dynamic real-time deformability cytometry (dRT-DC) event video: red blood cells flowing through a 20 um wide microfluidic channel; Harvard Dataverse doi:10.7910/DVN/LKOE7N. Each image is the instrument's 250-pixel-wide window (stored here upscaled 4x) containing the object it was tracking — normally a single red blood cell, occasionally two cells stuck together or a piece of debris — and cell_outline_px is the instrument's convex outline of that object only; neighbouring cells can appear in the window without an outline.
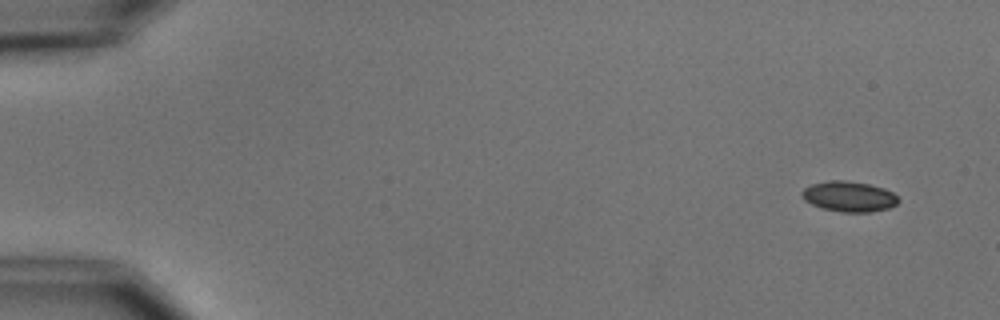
{"species": "common noctule bat (a hibernating species)", "species_latin": "Nyctalus noctula", "temperature_condition": "cold", "stored_images_in_passage": 6, "camera_frame_rate_fps": 3000, "um_per_image_px": 0.085, "animal": {"sex": "male", "body_mass_g": 15.6}, "frame": {"image": 1, "passage_image": 1, "time_ms": 0.0, "image_size_px": [1000, 320], "cell_outline_px": [[900, 200], [896, 204], [888, 208], [868, 212], [840, 212], [820, 208], [804, 200], [800, 192], [804, 188], [812, 184], [832, 180], [844, 180], [868, 184], [884, 188], [892, 192]], "centroid_in_image_um": [72.14, 16.7], "position_along_channel_um": 12.9, "area_um2": 17.05}}
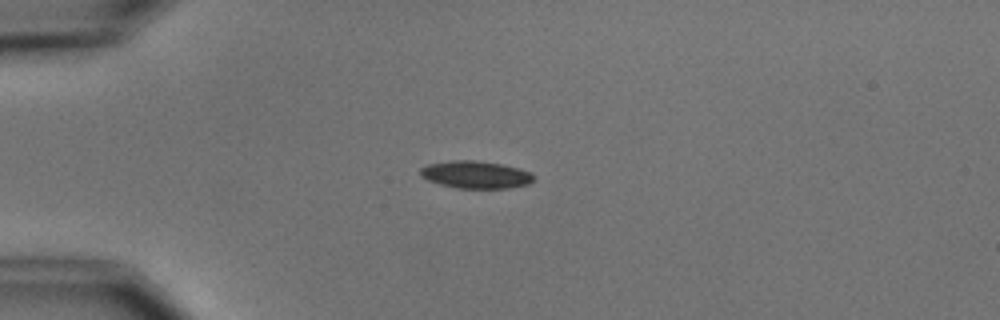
{"frame": {"image": 2, "passage_image": 4, "time_ms": 3.667, "image_size_px": [1000, 320], "cell_outline_px": [[536, 176], [528, 184], [508, 188], [456, 188], [440, 184], [428, 180], [420, 176], [420, 168], [428, 164], [452, 160], [476, 160], [500, 164], [520, 168]], "centroid_in_image_um": [40.41, 14.84], "position_along_channel_um": 44.6, "area_um2": 18.09}}